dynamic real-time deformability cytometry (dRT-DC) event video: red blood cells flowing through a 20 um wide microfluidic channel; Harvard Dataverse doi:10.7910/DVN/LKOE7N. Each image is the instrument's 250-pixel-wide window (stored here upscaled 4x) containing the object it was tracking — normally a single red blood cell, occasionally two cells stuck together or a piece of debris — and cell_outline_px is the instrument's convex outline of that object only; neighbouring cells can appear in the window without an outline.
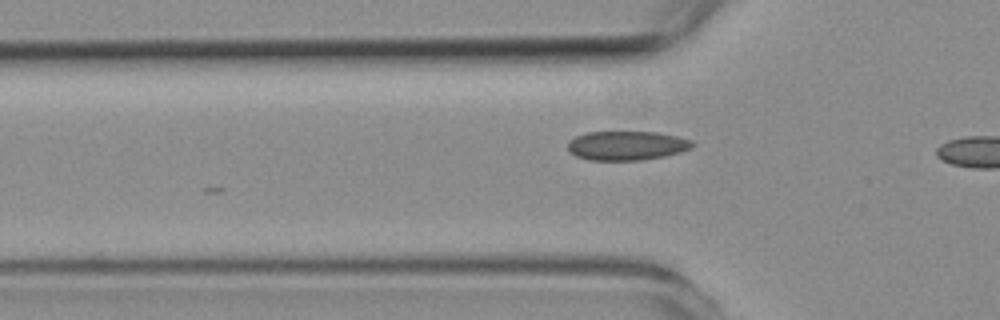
{"species": "common noctule bat (a hibernating species)", "species_latin": "Nyctalus noctula", "temperature_condition": "room temperature", "stored_images_in_passage": 5, "camera_frame_rate_fps": 3000, "um_per_image_px": 0.085, "animal": {"sex": "female", "body_mass_g": 19.3, "forearm_length_mm": 54.1}, "frame": {"image": 1, "passage_image": 4, "time_ms": 3.667, "image_size_px": [1000, 320], "cell_outline_px": [[696, 144], [692, 148], [680, 152], [664, 156], [640, 160], [588, 160], [576, 156], [568, 148], [568, 140], [584, 132], [656, 132], [676, 136], [692, 140]], "centroid_in_image_um": [53.28, 12.37], "position_along_channel_um": 72.5, "area_um2": 21.21}}